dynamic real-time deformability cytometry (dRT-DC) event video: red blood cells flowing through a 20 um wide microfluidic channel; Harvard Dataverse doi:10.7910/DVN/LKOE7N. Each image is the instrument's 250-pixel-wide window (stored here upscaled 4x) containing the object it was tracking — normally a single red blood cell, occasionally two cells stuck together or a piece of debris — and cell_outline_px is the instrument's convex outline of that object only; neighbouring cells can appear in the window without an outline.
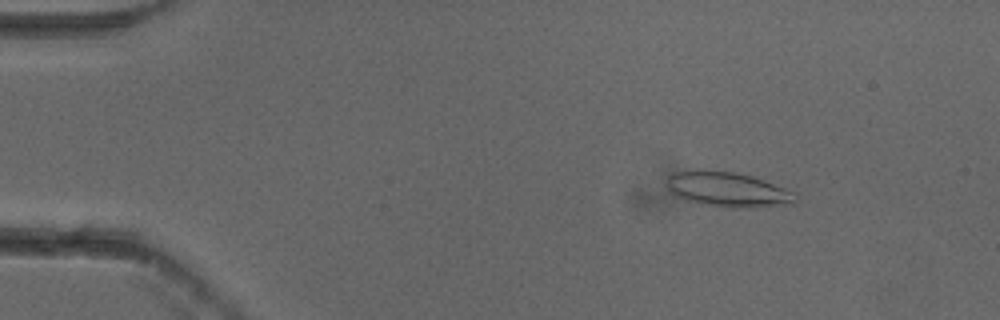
{"species": "common noctule bat (a hibernating species)", "species_latin": "Nyctalus noctula", "temperature_condition": "cold", "stored_images_in_passage": 16, "camera_frame_rate_fps": 3000, "um_per_image_px": 0.085, "animal": {"sex": "female"}, "frame": {"image": 1, "passage_image": 8, "time_ms": 2.333, "image_size_px": [1000, 320], "cell_outline_px": [[796, 204], [752, 208], [732, 208], [684, 200], [676, 196], [668, 188], [668, 176], [676, 172], [696, 168], [704, 168], [736, 172], [752, 176], [796, 192]], "centroid_in_image_um": [61.89, 16.09], "position_along_channel_um": 23.1, "area_um2": 26.59}}